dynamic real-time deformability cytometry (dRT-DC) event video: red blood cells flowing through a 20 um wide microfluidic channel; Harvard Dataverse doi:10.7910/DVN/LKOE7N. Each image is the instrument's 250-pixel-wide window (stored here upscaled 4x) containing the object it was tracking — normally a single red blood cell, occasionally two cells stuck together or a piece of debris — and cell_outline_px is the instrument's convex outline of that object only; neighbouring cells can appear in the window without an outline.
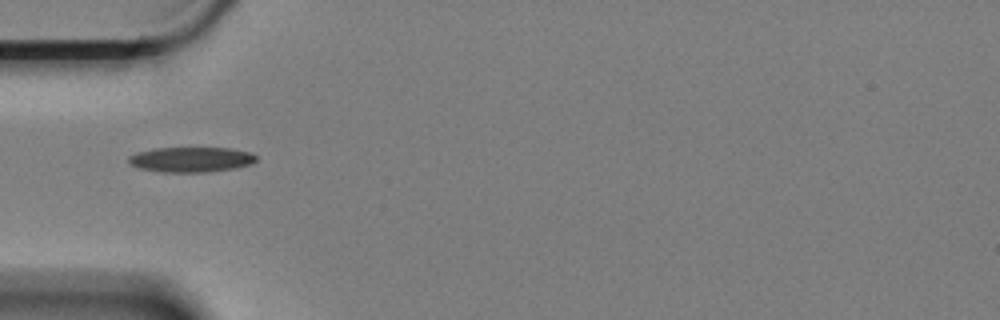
{"species": "Egyptian fruit bat (a non-hibernating species)", "species_latin": "Rousettus aegyptiacus", "temperature_condition": "cold", "stored_images_in_passage": 42, "camera_frame_rate_fps": 3000, "um_per_image_px": 0.085, "animal": {"sex": "female"}, "frame": {"image": 1, "passage_image": 1, "time_ms": 0.0, "image_size_px": [1000, 320], "cell_outline_px": [[256, 160], [248, 164], [232, 168], [208, 172], [160, 172], [136, 168], [128, 164], [128, 156], [136, 152], [156, 148], [232, 148], [252, 152], [256, 156]], "centroid_in_image_um": [16.17, 13.56], "position_along_channel_um": 68.8, "area_um2": 18.79}}
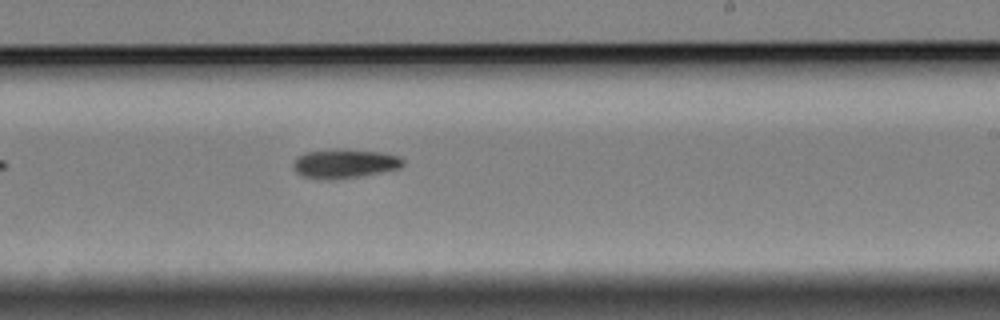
{"frame": {"image": 2, "passage_image": 18, "time_ms": 5.667, "image_size_px": [1000, 320], "cell_outline_px": [[404, 164], [400, 168], [360, 176], [332, 180], [316, 180], [304, 176], [296, 172], [292, 164], [296, 156], [304, 152], [340, 148], [344, 148], [384, 152], [400, 156], [404, 160]], "centroid_in_image_um": [29.27, 13.89], "position_along_channel_um": 259.7, "area_um2": 19.13}}
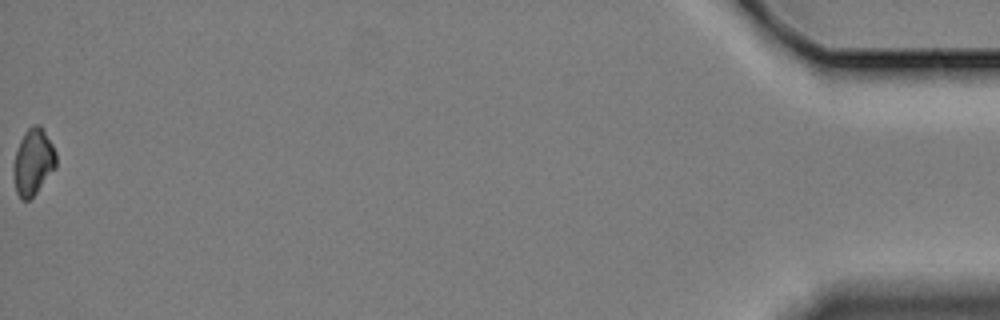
{"frame": {"image": 3, "passage_image": 42, "time_ms": 13.667, "image_size_px": [1000, 320], "cell_outline_px": [[56, 168], [36, 192], [28, 200], [20, 200], [16, 192], [12, 172], [12, 168], [16, 152], [20, 140], [24, 132], [32, 124], [40, 124], [52, 144], [56, 152]], "centroid_in_image_um": [2.8, 13.76], "position_along_channel_um": 432.4, "area_um2": 16.59}, "authors_computed_cell_mechanics": {"area_um2": 17.629, "velocity_mm_per_s": 3.359, "shape_relaxation_time_tau1_ms": 4.267, "shape_relaxation_time_tau2_ms": null, "deformation_change_tau1": 0.0983, "deformation_change_tau2": null}}